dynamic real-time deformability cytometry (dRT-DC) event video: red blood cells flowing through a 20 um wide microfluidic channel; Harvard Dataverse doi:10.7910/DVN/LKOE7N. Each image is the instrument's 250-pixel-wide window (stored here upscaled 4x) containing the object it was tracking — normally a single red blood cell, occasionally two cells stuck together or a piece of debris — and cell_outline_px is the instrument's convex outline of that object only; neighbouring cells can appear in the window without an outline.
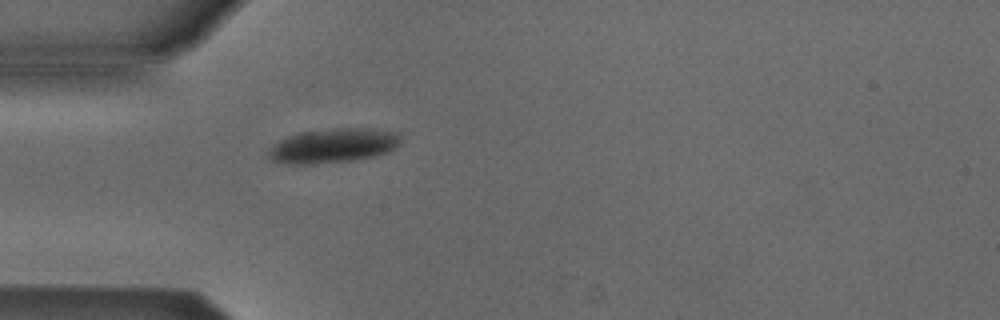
{"species": "Egyptian fruit bat (a non-hibernating species)", "species_latin": "Rousettus aegyptiacus", "temperature_condition": "cold", "stored_images_in_passage": 1, "camera_frame_rate_fps": 3000, "um_per_image_px": 0.085, "animal": {"sex": "male"}, "frame": {"image": 1, "passage_image": 1, "time_ms": 0.0, "image_size_px": [1000, 320], "cell_outline_px": [[400, 144], [384, 152], [372, 156], [352, 160], [312, 164], [304, 164], [272, 160], [264, 156], [264, 152], [272, 144], [288, 136], [304, 132], [332, 128], [376, 128], [400, 132]], "centroid_in_image_um": [28.29, 12.36], "position_along_channel_um": 56.7, "area_um2": 26.41}}